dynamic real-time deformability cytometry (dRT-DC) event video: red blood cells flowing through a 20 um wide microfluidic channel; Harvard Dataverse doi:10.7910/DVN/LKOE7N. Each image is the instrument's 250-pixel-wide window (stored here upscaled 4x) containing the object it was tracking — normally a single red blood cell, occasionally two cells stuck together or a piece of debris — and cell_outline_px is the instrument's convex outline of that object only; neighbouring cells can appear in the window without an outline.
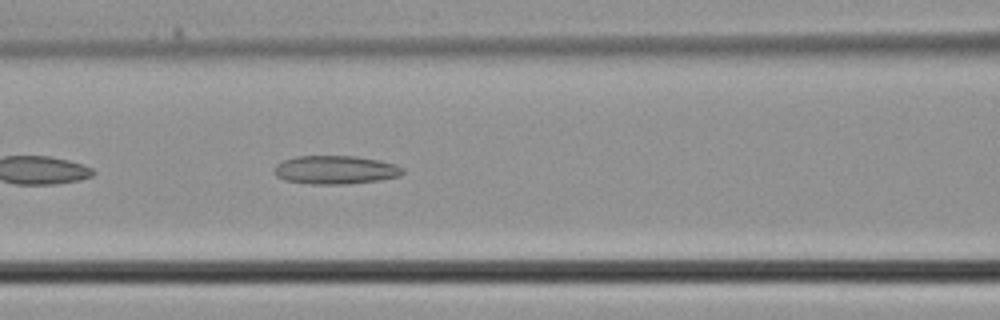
{"species": "common noctule bat (a hibernating species)", "species_latin": "Nyctalus noctula", "temperature_condition": "cold", "stored_images_in_passage": 37, "camera_frame_rate_fps": 3000, "um_per_image_px": 0.085, "animal": {"sex": "male", "body_mass_g": 21.5, "forearm_length_mm": 52.0}, "frame": {"image": 1, "passage_image": 15, "time_ms": 4.667, "image_size_px": [1000, 320], "cell_outline_px": [[404, 172], [400, 176], [380, 180], [340, 184], [312, 184], [284, 180], [276, 176], [276, 164], [284, 160], [296, 156], [356, 156], [380, 160], [404, 168]], "centroid_in_image_um": [28.52, 14.43], "position_along_channel_um": 138.1, "area_um2": 21.15}}
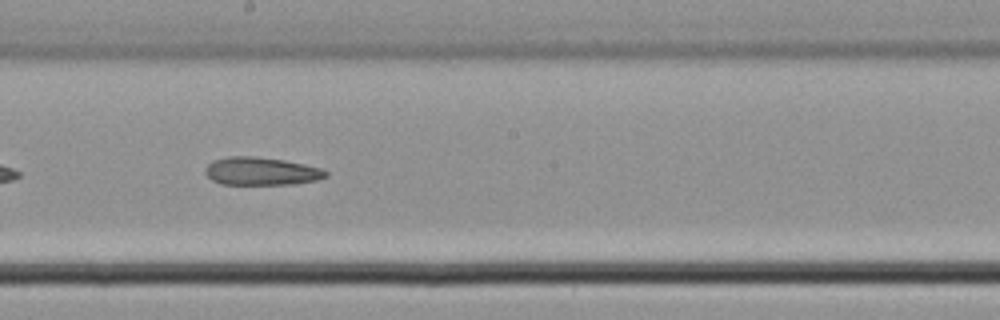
{"frame": {"image": 2, "passage_image": 20, "time_ms": 6.333, "image_size_px": [1000, 320], "cell_outline_px": [[328, 176], [316, 180], [292, 184], [220, 184], [212, 180], [204, 172], [204, 168], [212, 160], [228, 156], [252, 156], [284, 160], [304, 164], [320, 168], [328, 172]], "centroid_in_image_um": [22.17, 14.55], "position_along_channel_um": 226.0, "area_um2": 19.65}}
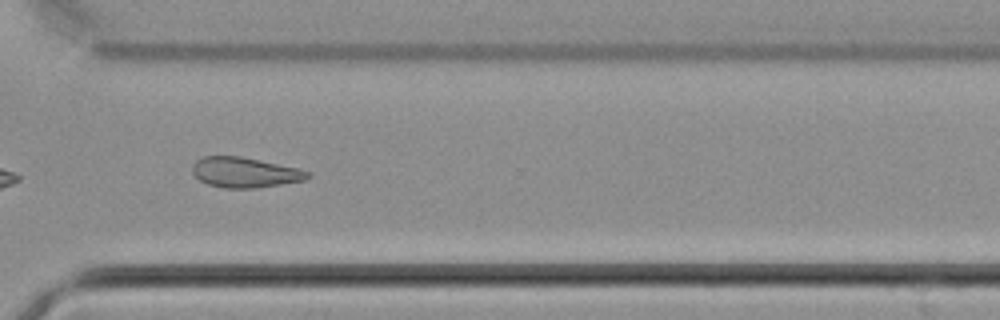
{"frame": {"image": 3, "passage_image": 27, "time_ms": 8.667, "image_size_px": [1000, 320], "cell_outline_px": [[312, 176], [304, 180], [256, 188], [224, 188], [208, 184], [200, 180], [192, 172], [192, 164], [196, 160], [204, 156], [240, 156], [296, 168], [312, 172]], "centroid_in_image_um": [20.8, 14.65], "position_along_channel_um": 349.8, "area_um2": 20.17}}